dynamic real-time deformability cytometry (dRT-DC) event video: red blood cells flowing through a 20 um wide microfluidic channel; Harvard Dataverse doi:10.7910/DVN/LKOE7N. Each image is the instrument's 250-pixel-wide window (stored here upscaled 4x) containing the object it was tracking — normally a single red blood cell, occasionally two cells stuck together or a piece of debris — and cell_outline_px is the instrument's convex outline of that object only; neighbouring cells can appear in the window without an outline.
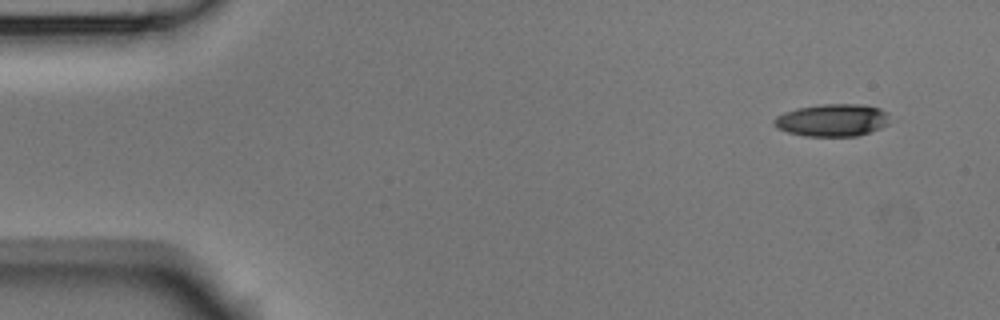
{"species": "Egyptian fruit bat (a non-hibernating species)", "species_latin": "Rousettus aegyptiacus", "temperature_condition": "room temperature", "stored_images_in_passage": 4, "camera_frame_rate_fps": 3000, "um_per_image_px": 0.085, "animal": {"sex": "male"}, "frame": {"image": 1, "passage_image": 1, "time_ms": 0.0, "image_size_px": [1000, 320], "cell_outline_px": [[888, 124], [880, 128], [856, 136], [804, 136], [788, 132], [776, 128], [772, 120], [776, 116], [784, 112], [796, 108], [824, 104], [864, 104], [880, 108], [888, 112]], "centroid_in_image_um": [70.73, 10.21], "position_along_channel_um": 14.3, "area_um2": 21.96}}
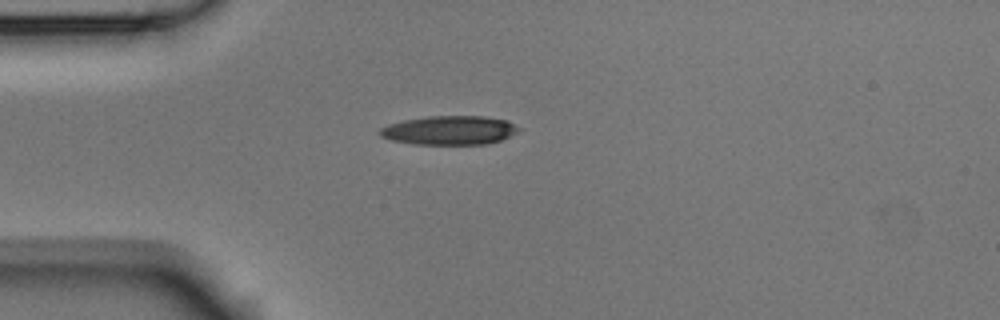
{"frame": {"image": 2, "passage_image": 4, "time_ms": 1.0, "image_size_px": [1000, 320], "cell_outline_px": [[524, 128], [520, 132], [500, 140], [488, 144], [416, 144], [392, 140], [380, 136], [376, 132], [380, 128], [388, 124], [404, 120], [428, 116], [484, 116], [508, 120]], "centroid_in_image_um": [38.26, 11.07], "position_along_channel_um": 46.7, "area_um2": 23.76}}